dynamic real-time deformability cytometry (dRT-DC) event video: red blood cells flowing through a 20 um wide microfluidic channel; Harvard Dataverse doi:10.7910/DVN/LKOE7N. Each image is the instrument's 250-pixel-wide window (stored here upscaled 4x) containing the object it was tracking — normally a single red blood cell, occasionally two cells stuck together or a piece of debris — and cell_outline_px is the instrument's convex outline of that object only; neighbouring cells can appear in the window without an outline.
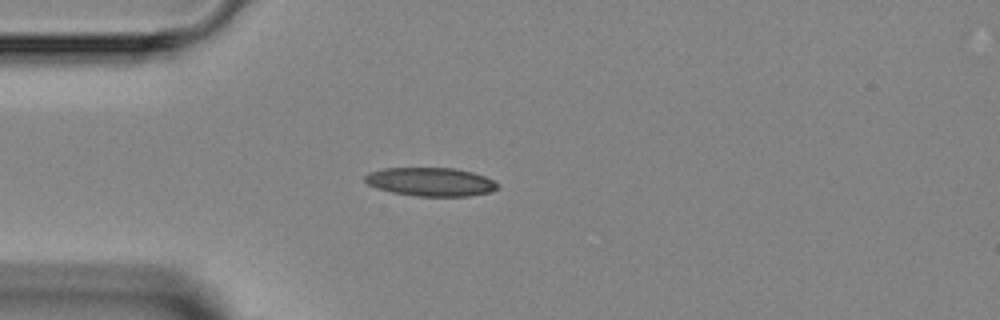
{"species": "Egyptian fruit bat (a non-hibernating species)", "species_latin": "Rousettus aegyptiacus", "temperature_condition": "room temperature", "stored_images_in_passage": 3, "camera_frame_rate_fps": 3000, "um_per_image_px": 0.085, "animal": {"sex": "female"}, "frame": {"image": 1, "passage_image": 2, "time_ms": 1.333, "image_size_px": [1000, 320], "cell_outline_px": [[500, 188], [488, 192], [468, 196], [416, 196], [392, 192], [376, 188], [368, 184], [364, 180], [364, 176], [368, 172], [384, 168], [456, 168], [472, 172], [484, 176], [492, 180]], "centroid_in_image_um": [36.57, 15.45], "position_along_channel_um": 48.4, "area_um2": 22.02}}